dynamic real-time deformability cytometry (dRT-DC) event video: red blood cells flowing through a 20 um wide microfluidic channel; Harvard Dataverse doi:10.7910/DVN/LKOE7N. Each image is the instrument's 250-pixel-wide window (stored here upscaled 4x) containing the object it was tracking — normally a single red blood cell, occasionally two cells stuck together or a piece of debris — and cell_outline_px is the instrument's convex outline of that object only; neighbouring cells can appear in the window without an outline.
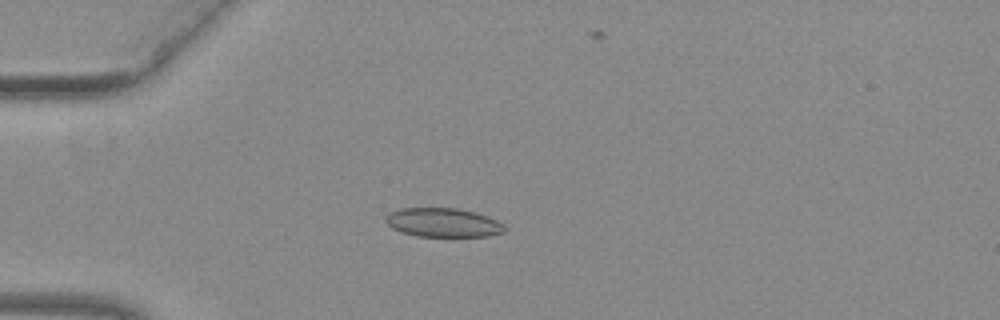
{"species": "common noctule bat (a hibernating species)", "species_latin": "Nyctalus noctula", "temperature_condition": "warm", "stored_images_in_passage": 47, "camera_frame_rate_fps": 3000, "um_per_image_px": 0.085, "animal": {"sex": "female", "body_mass_g": 29.2, "forearm_length_mm": 56.3}, "frame": {"image": 1, "passage_image": 9, "time_ms": 2.667, "image_size_px": [1000, 320], "cell_outline_px": [[504, 232], [488, 236], [416, 236], [400, 232], [392, 228], [384, 220], [384, 216], [388, 212], [400, 208], [460, 208], [476, 212], [488, 216], [504, 224]], "centroid_in_image_um": [37.62, 18.91], "position_along_channel_um": 47.4, "area_um2": 20.29}}
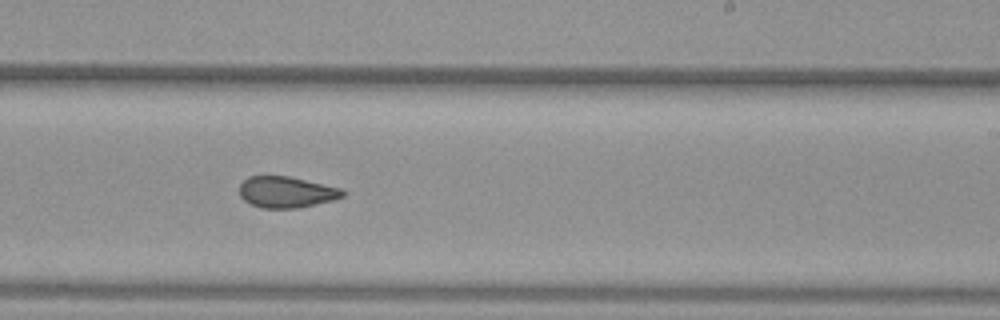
{"frame": {"image": 2, "passage_image": 27, "time_ms": 8.667, "image_size_px": [1000, 320], "cell_outline_px": [[344, 196], [332, 200], [296, 208], [264, 208], [252, 204], [244, 200], [240, 196], [240, 184], [248, 176], [288, 176], [340, 188], [344, 192]], "centroid_in_image_um": [24.31, 16.32], "position_along_channel_um": 264.7, "area_um2": 18.44}}
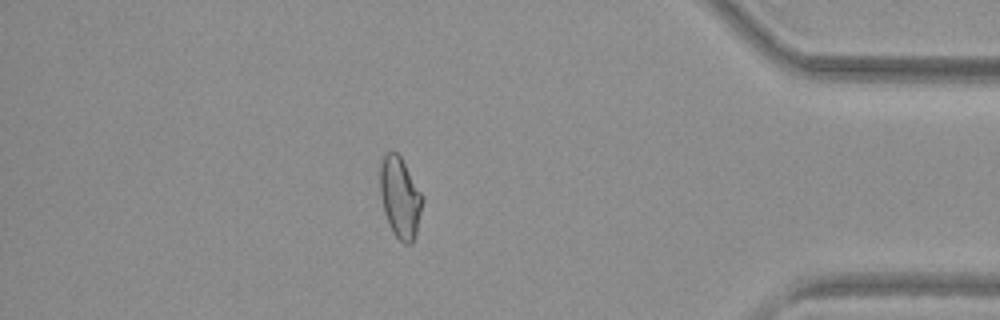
{"frame": {"image": 3, "passage_image": 40, "time_ms": 13.0, "image_size_px": [1000, 320], "cell_outline_px": [[424, 200], [416, 236], [412, 244], [404, 244], [392, 232], [384, 212], [380, 192], [380, 164], [384, 152], [396, 152], [400, 156], [424, 196]], "centroid_in_image_um": [34.02, 16.8], "position_along_channel_um": 401.2, "area_um2": 20.23}, "authors_computed_cell_mechanics": {"area_um2": 19.941, "velocity_mm_per_s": 3.9794, "shape_relaxation_time_tau1_ms": null, "shape_relaxation_time_tau2_ms": 1.9043, "deformation_change_tau1": null, "deformation_change_tau2": 0.0748}}